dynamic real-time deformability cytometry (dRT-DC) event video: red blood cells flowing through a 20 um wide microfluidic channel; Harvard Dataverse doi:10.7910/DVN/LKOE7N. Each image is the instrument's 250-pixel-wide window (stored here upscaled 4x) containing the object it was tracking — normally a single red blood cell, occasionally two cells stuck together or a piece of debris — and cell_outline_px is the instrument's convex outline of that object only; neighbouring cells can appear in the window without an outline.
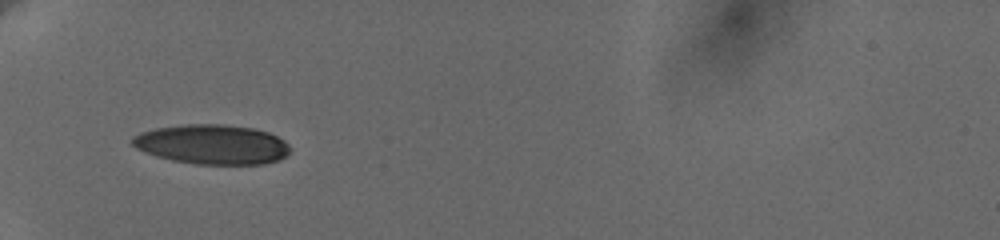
{"species": "human", "species_latin": "Homo sapiens", "temperature_condition": "cold", "stored_images_in_passage": 2, "camera_frame_rate_fps": 3000, "um_per_image_px": 0.085, "donor": {"sex": "female"}, "frame": {"image": 1, "passage_image": 1, "time_ms": 0.0, "image_size_px": [1000, 240], "cell_outline_px": [[288, 152], [280, 160], [264, 164], [196, 164], [172, 160], [156, 156], [144, 152], [136, 148], [132, 144], [132, 136], [140, 132], [156, 128], [184, 124], [224, 124], [252, 128], [268, 132], [284, 140], [288, 144]], "centroid_in_image_um": [18.0, 12.27], "position_along_channel_um": 67.0, "area_um2": 36.47}}